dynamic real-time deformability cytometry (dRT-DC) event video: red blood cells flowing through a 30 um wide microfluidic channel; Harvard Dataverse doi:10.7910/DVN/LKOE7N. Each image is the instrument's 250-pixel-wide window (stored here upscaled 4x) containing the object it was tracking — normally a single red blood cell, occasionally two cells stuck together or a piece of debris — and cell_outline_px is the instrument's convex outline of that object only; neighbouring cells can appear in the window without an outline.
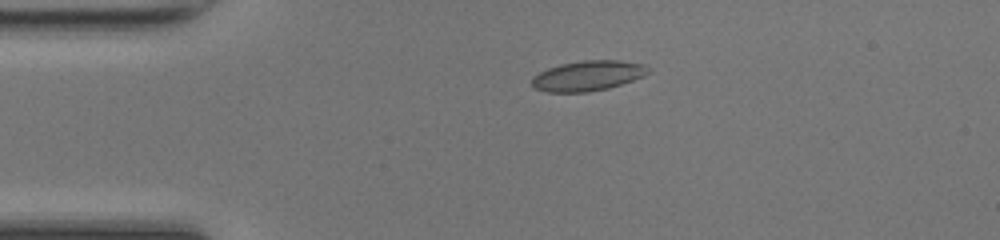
{"species": "common noctule bat (a hibernating species)", "species_latin": "Nyctalus noctula", "temperature_condition": "room temperature", "stored_images_in_passage": 39, "camera_frame_rate_fps": 3000, "um_per_image_px": 0.085, "animal": {"sex": "female", "body_mass_g": 17.0, "forearm_length_mm": 48.0}, "frame": {"image": 1, "passage_image": 1, "time_ms": 0.0, "image_size_px": [1000, 240], "cell_outline_px": [[648, 72], [644, 76], [608, 88], [588, 92], [548, 92], [536, 88], [532, 84], [532, 76], [548, 68], [560, 64], [584, 60], [616, 60], [640, 64]], "centroid_in_image_um": [49.9, 6.44], "position_along_channel_um": 35.1, "area_um2": 20.0}}
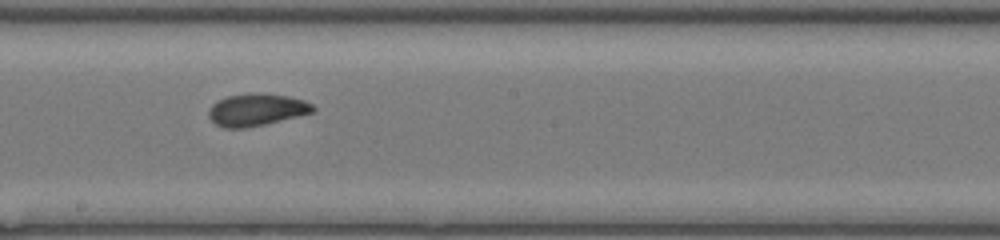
{"frame": {"image": 2, "passage_image": 17, "time_ms": 5.333, "image_size_px": [1000, 240], "cell_outline_px": [[316, 108], [312, 112], [264, 124], [244, 128], [224, 128], [216, 124], [208, 116], [208, 112], [212, 104], [228, 96], [252, 92], [284, 96], [304, 100], [312, 104]], "centroid_in_image_um": [21.77, 9.33], "position_along_channel_um": 226.4, "area_um2": 19.19}}
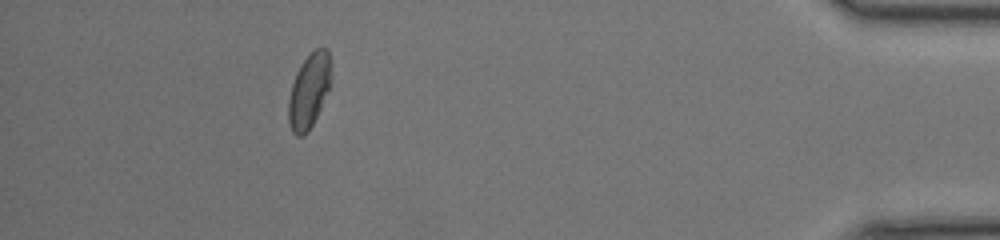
{"frame": {"image": 3, "passage_image": 34, "time_ms": 11.0, "image_size_px": [1000, 240], "cell_outline_px": [[328, 88], [320, 108], [312, 124], [304, 136], [296, 136], [292, 132], [288, 120], [288, 100], [292, 84], [296, 72], [300, 64], [316, 48], [328, 48]], "centroid_in_image_um": [26.2, 7.76], "position_along_channel_um": 409.0, "area_um2": 17.74}, "authors_computed_cell_mechanics": {"area_um2": 19.1896, "velocity_mm_per_s": 4.2949, "shape_relaxation_time_tau1_ms": 6.7088, "shape_relaxation_time_tau2_ms": 0.7964, "deformation_change_tau1": 0.1788, "deformation_change_tau2": 0.0426}}